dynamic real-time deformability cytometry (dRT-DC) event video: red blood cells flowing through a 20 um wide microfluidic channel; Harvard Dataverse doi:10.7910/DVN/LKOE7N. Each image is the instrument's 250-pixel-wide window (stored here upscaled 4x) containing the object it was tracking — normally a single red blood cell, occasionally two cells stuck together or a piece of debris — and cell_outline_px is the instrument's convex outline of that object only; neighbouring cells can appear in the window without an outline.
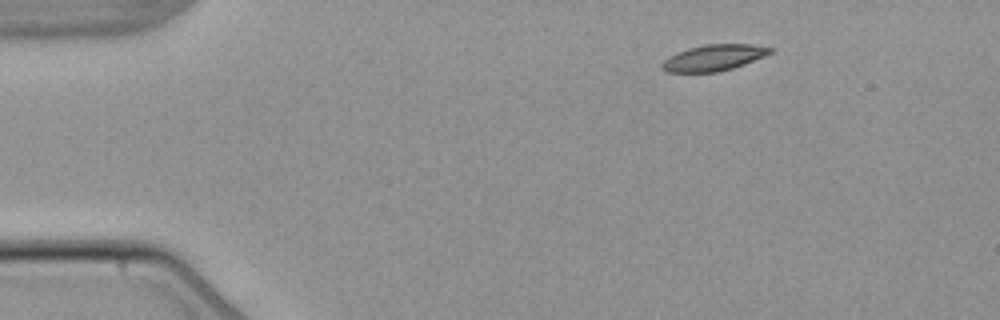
{"species": "common noctule bat (a hibernating species)", "species_latin": "Nyctalus noctula", "temperature_condition": "warm", "stored_images_in_passage": 3, "camera_frame_rate_fps": 3000, "um_per_image_px": 0.085, "animal": {"sex": "male", "body_mass_g": 21.5, "forearm_length_mm": 52.0}, "frame": {"image": 1, "passage_image": 1, "time_ms": 0.0, "image_size_px": [1000, 320], "cell_outline_px": [[776, 48], [772, 52], [764, 56], [744, 64], [732, 68], [716, 72], [668, 72], [660, 68], [660, 64], [668, 56], [676, 52], [688, 48], [704, 44], [752, 44]], "centroid_in_image_um": [60.65, 4.89], "position_along_channel_um": 24.3, "area_um2": 16.59}}